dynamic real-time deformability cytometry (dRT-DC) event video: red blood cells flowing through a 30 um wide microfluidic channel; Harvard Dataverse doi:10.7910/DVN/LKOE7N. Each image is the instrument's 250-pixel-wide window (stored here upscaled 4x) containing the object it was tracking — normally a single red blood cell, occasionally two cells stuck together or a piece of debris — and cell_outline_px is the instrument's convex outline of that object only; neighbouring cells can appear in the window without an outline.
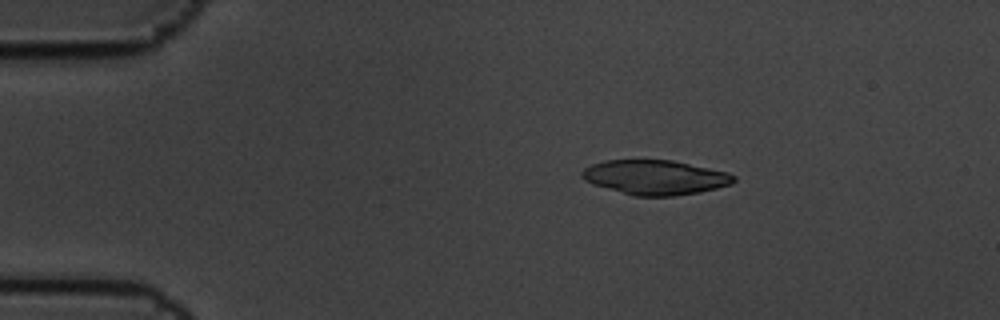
{"species": "common noctule bat (a hibernating species)", "species_latin": "Nyctalus noctula", "temperature_condition": "cold", "stored_images_in_passage": 3, "camera_frame_rate_fps": 3000, "um_per_image_px": 0.085, "animal": {"sex": "male", "body_mass_g": 19.5, "forearm_length_mm": 54.6}, "frame": {"image": 1, "passage_image": 1, "time_ms": 0.0, "image_size_px": [1000, 320], "cell_outline_px": [[736, 180], [732, 184], [700, 192], [676, 196], [632, 196], [592, 184], [584, 180], [580, 176], [580, 172], [584, 168], [592, 164], [604, 160], [672, 160], [728, 172], [736, 176]], "centroid_in_image_um": [55.67, 15.08], "position_along_channel_um": 29.3, "area_um2": 30.87}}